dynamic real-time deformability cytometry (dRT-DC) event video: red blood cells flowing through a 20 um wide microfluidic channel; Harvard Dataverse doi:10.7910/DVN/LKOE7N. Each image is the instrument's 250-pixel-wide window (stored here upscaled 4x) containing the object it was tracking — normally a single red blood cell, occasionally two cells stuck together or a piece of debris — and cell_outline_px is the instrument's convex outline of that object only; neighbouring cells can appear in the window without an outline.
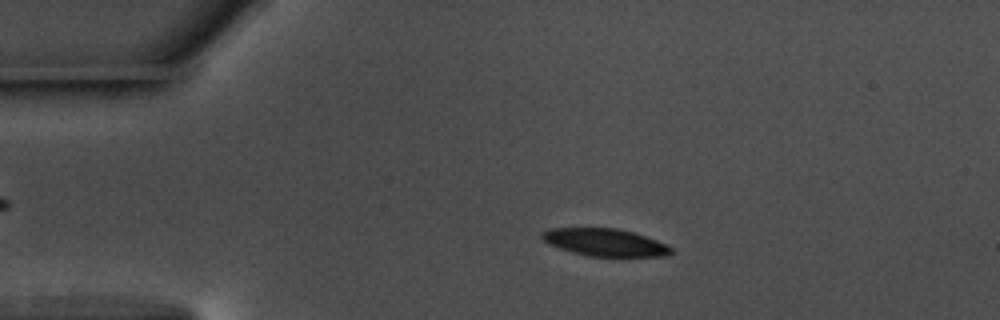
{"species": "common noctule bat (a hibernating species)", "species_latin": "Nyctalus noctula", "temperature_condition": "warm", "stored_images_in_passage": 57, "camera_frame_rate_fps": 3000, "um_per_image_px": 0.085, "animal": {"sex": "male", "body_mass_g": 17.5, "forearm_length_mm": 52.3}, "frame": {"image": 1, "passage_image": 12, "time_ms": 3.667, "image_size_px": [1000, 320], "cell_outline_px": [[672, 252], [664, 256], [588, 256], [572, 252], [548, 244], [540, 236], [544, 232], [552, 228], [616, 228], [636, 232], [668, 244], [672, 248]], "centroid_in_image_um": [51.46, 20.59], "position_along_channel_um": 33.5, "area_um2": 20.63}}
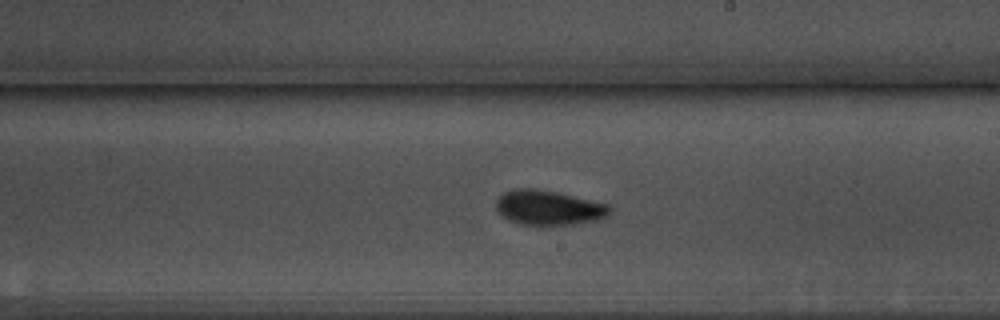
{"frame": {"image": 2, "passage_image": 33, "time_ms": 10.667, "image_size_px": [1000, 320], "cell_outline_px": [[612, 212], [608, 216], [596, 220], [576, 224], [520, 224], [508, 220], [496, 208], [496, 200], [504, 192], [516, 188], [532, 188], [556, 192], [608, 204], [612, 208]], "centroid_in_image_um": [46.65, 17.65], "position_along_channel_um": 242.3, "area_um2": 22.77}}
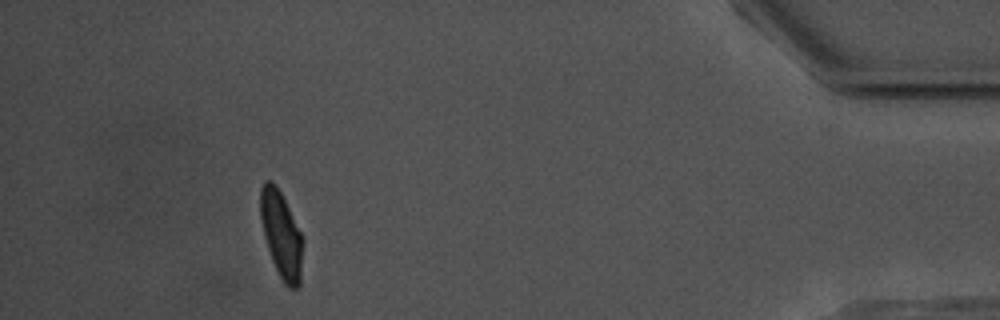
{"frame": {"image": 3, "passage_image": 52, "time_ms": 17.0, "image_size_px": [1000, 320], "cell_outline_px": [[300, 284], [296, 288], [288, 288], [280, 276], [272, 260], [268, 248], [260, 216], [260, 188], [264, 180], [272, 180], [280, 192], [300, 232]], "centroid_in_image_um": [23.86, 19.89], "position_along_channel_um": 411.3, "area_um2": 20.35}, "authors_computed_cell_mechanics": {"area_um2": 21.7328, "velocity_mm_per_s": 3.6191, "shape_relaxation_time_tau1_ms": 2.6437, "shape_relaxation_time_tau2_ms": 3.6528, "deformation_change_tau1": 0.1249, "deformation_change_tau2": 0.063}}